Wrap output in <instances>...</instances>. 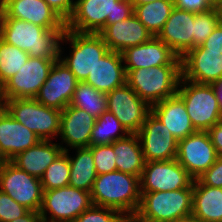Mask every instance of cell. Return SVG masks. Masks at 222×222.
<instances>
[{"mask_svg":"<svg viewBox=\"0 0 222 222\" xmlns=\"http://www.w3.org/2000/svg\"><path fill=\"white\" fill-rule=\"evenodd\" d=\"M66 29H50L15 18H4L0 38L32 58L59 60L60 43Z\"/></svg>","mask_w":222,"mask_h":222,"instance_id":"1","label":"cell"},{"mask_svg":"<svg viewBox=\"0 0 222 222\" xmlns=\"http://www.w3.org/2000/svg\"><path fill=\"white\" fill-rule=\"evenodd\" d=\"M90 194L93 205L135 215L141 199L140 177L121 171L97 175Z\"/></svg>","mask_w":222,"mask_h":222,"instance_id":"2","label":"cell"},{"mask_svg":"<svg viewBox=\"0 0 222 222\" xmlns=\"http://www.w3.org/2000/svg\"><path fill=\"white\" fill-rule=\"evenodd\" d=\"M133 12L130 0H76L66 29L98 34L105 26L128 19Z\"/></svg>","mask_w":222,"mask_h":222,"instance_id":"3","label":"cell"},{"mask_svg":"<svg viewBox=\"0 0 222 222\" xmlns=\"http://www.w3.org/2000/svg\"><path fill=\"white\" fill-rule=\"evenodd\" d=\"M126 83L150 106L177 94L181 65L126 70Z\"/></svg>","mask_w":222,"mask_h":222,"instance_id":"4","label":"cell"},{"mask_svg":"<svg viewBox=\"0 0 222 222\" xmlns=\"http://www.w3.org/2000/svg\"><path fill=\"white\" fill-rule=\"evenodd\" d=\"M193 188L141 192L136 216L146 222H171L192 214Z\"/></svg>","mask_w":222,"mask_h":222,"instance_id":"5","label":"cell"},{"mask_svg":"<svg viewBox=\"0 0 222 222\" xmlns=\"http://www.w3.org/2000/svg\"><path fill=\"white\" fill-rule=\"evenodd\" d=\"M62 42H70L71 52L68 56L62 55L64 50L60 46L59 60L70 69L79 82L86 80L98 60L109 51L102 37L94 33H78L66 29L61 45Z\"/></svg>","mask_w":222,"mask_h":222,"instance_id":"6","label":"cell"},{"mask_svg":"<svg viewBox=\"0 0 222 222\" xmlns=\"http://www.w3.org/2000/svg\"><path fill=\"white\" fill-rule=\"evenodd\" d=\"M2 106L40 140L58 138L62 111L42 105L35 98L8 99Z\"/></svg>","mask_w":222,"mask_h":222,"instance_id":"7","label":"cell"},{"mask_svg":"<svg viewBox=\"0 0 222 222\" xmlns=\"http://www.w3.org/2000/svg\"><path fill=\"white\" fill-rule=\"evenodd\" d=\"M177 95L183 100L196 131H208L222 121V112L213 87L180 78Z\"/></svg>","mask_w":222,"mask_h":222,"instance_id":"8","label":"cell"},{"mask_svg":"<svg viewBox=\"0 0 222 222\" xmlns=\"http://www.w3.org/2000/svg\"><path fill=\"white\" fill-rule=\"evenodd\" d=\"M92 205L90 192L66 186L53 190H43L39 213L45 219L73 222Z\"/></svg>","mask_w":222,"mask_h":222,"instance_id":"9","label":"cell"},{"mask_svg":"<svg viewBox=\"0 0 222 222\" xmlns=\"http://www.w3.org/2000/svg\"><path fill=\"white\" fill-rule=\"evenodd\" d=\"M0 191L9 195L30 211L39 212L43 188L40 178L19 169L11 161L0 168Z\"/></svg>","mask_w":222,"mask_h":222,"instance_id":"10","label":"cell"},{"mask_svg":"<svg viewBox=\"0 0 222 222\" xmlns=\"http://www.w3.org/2000/svg\"><path fill=\"white\" fill-rule=\"evenodd\" d=\"M56 61L29 57L18 73L1 87L2 103L8 99L35 98Z\"/></svg>","mask_w":222,"mask_h":222,"instance_id":"11","label":"cell"},{"mask_svg":"<svg viewBox=\"0 0 222 222\" xmlns=\"http://www.w3.org/2000/svg\"><path fill=\"white\" fill-rule=\"evenodd\" d=\"M218 156L208 131H196L178 140L176 160L194 180L208 170Z\"/></svg>","mask_w":222,"mask_h":222,"instance_id":"12","label":"cell"},{"mask_svg":"<svg viewBox=\"0 0 222 222\" xmlns=\"http://www.w3.org/2000/svg\"><path fill=\"white\" fill-rule=\"evenodd\" d=\"M194 179L178 163L170 161H149L145 163L140 177V192L175 191L193 188Z\"/></svg>","mask_w":222,"mask_h":222,"instance_id":"13","label":"cell"},{"mask_svg":"<svg viewBox=\"0 0 222 222\" xmlns=\"http://www.w3.org/2000/svg\"><path fill=\"white\" fill-rule=\"evenodd\" d=\"M106 95L107 111L113 113L129 133H137L151 112V106L127 83Z\"/></svg>","mask_w":222,"mask_h":222,"instance_id":"14","label":"cell"},{"mask_svg":"<svg viewBox=\"0 0 222 222\" xmlns=\"http://www.w3.org/2000/svg\"><path fill=\"white\" fill-rule=\"evenodd\" d=\"M137 134L146 162L176 159L178 141L152 112L147 115Z\"/></svg>","mask_w":222,"mask_h":222,"instance_id":"15","label":"cell"},{"mask_svg":"<svg viewBox=\"0 0 222 222\" xmlns=\"http://www.w3.org/2000/svg\"><path fill=\"white\" fill-rule=\"evenodd\" d=\"M78 82L70 69L57 60L35 99L42 105L63 111L70 104Z\"/></svg>","mask_w":222,"mask_h":222,"instance_id":"16","label":"cell"},{"mask_svg":"<svg viewBox=\"0 0 222 222\" xmlns=\"http://www.w3.org/2000/svg\"><path fill=\"white\" fill-rule=\"evenodd\" d=\"M121 54L126 70L162 65H181V57L157 36H152L146 43L128 47Z\"/></svg>","mask_w":222,"mask_h":222,"instance_id":"17","label":"cell"},{"mask_svg":"<svg viewBox=\"0 0 222 222\" xmlns=\"http://www.w3.org/2000/svg\"><path fill=\"white\" fill-rule=\"evenodd\" d=\"M4 18H15L50 29H66V22L44 0H4Z\"/></svg>","mask_w":222,"mask_h":222,"instance_id":"18","label":"cell"},{"mask_svg":"<svg viewBox=\"0 0 222 222\" xmlns=\"http://www.w3.org/2000/svg\"><path fill=\"white\" fill-rule=\"evenodd\" d=\"M95 122L96 118L85 110L69 104L61 113L59 138L62 139V145L67 144L66 146L61 145L63 151H67V147L70 149L90 147Z\"/></svg>","mask_w":222,"mask_h":222,"instance_id":"19","label":"cell"},{"mask_svg":"<svg viewBox=\"0 0 222 222\" xmlns=\"http://www.w3.org/2000/svg\"><path fill=\"white\" fill-rule=\"evenodd\" d=\"M194 12L173 8L157 37L179 57L192 49Z\"/></svg>","mask_w":222,"mask_h":222,"instance_id":"20","label":"cell"},{"mask_svg":"<svg viewBox=\"0 0 222 222\" xmlns=\"http://www.w3.org/2000/svg\"><path fill=\"white\" fill-rule=\"evenodd\" d=\"M39 141L34 132L16 121L3 106H0V152L6 161H11Z\"/></svg>","mask_w":222,"mask_h":222,"instance_id":"21","label":"cell"},{"mask_svg":"<svg viewBox=\"0 0 222 222\" xmlns=\"http://www.w3.org/2000/svg\"><path fill=\"white\" fill-rule=\"evenodd\" d=\"M98 34L109 50L119 53L128 47L146 43L153 36L134 14L128 19L105 26Z\"/></svg>","mask_w":222,"mask_h":222,"instance_id":"22","label":"cell"},{"mask_svg":"<svg viewBox=\"0 0 222 222\" xmlns=\"http://www.w3.org/2000/svg\"><path fill=\"white\" fill-rule=\"evenodd\" d=\"M182 77L198 84H211L222 77V58L203 55L201 46L190 49L181 58Z\"/></svg>","mask_w":222,"mask_h":222,"instance_id":"23","label":"cell"},{"mask_svg":"<svg viewBox=\"0 0 222 222\" xmlns=\"http://www.w3.org/2000/svg\"><path fill=\"white\" fill-rule=\"evenodd\" d=\"M126 74L122 54L109 50L98 60L84 82L107 94L126 84Z\"/></svg>","mask_w":222,"mask_h":222,"instance_id":"24","label":"cell"},{"mask_svg":"<svg viewBox=\"0 0 222 222\" xmlns=\"http://www.w3.org/2000/svg\"><path fill=\"white\" fill-rule=\"evenodd\" d=\"M151 112L167 127L177 141L196 132L186 106L177 94L153 104Z\"/></svg>","mask_w":222,"mask_h":222,"instance_id":"25","label":"cell"},{"mask_svg":"<svg viewBox=\"0 0 222 222\" xmlns=\"http://www.w3.org/2000/svg\"><path fill=\"white\" fill-rule=\"evenodd\" d=\"M63 152L61 143L52 140H40L29 149L19 153L11 162L26 173L41 178L49 167Z\"/></svg>","mask_w":222,"mask_h":222,"instance_id":"26","label":"cell"},{"mask_svg":"<svg viewBox=\"0 0 222 222\" xmlns=\"http://www.w3.org/2000/svg\"><path fill=\"white\" fill-rule=\"evenodd\" d=\"M192 214L199 222H222V188L193 181Z\"/></svg>","mask_w":222,"mask_h":222,"instance_id":"27","label":"cell"},{"mask_svg":"<svg viewBox=\"0 0 222 222\" xmlns=\"http://www.w3.org/2000/svg\"><path fill=\"white\" fill-rule=\"evenodd\" d=\"M113 151L116 156V171L141 177L146 161L137 133H129L113 142Z\"/></svg>","mask_w":222,"mask_h":222,"instance_id":"28","label":"cell"},{"mask_svg":"<svg viewBox=\"0 0 222 222\" xmlns=\"http://www.w3.org/2000/svg\"><path fill=\"white\" fill-rule=\"evenodd\" d=\"M72 149L76 150V155H69V186L90 192L97 177L92 151L88 147Z\"/></svg>","mask_w":222,"mask_h":222,"instance_id":"29","label":"cell"},{"mask_svg":"<svg viewBox=\"0 0 222 222\" xmlns=\"http://www.w3.org/2000/svg\"><path fill=\"white\" fill-rule=\"evenodd\" d=\"M133 8V14L153 36H157L169 18L174 3L173 0H157L144 5L133 6Z\"/></svg>","mask_w":222,"mask_h":222,"instance_id":"30","label":"cell"},{"mask_svg":"<svg viewBox=\"0 0 222 222\" xmlns=\"http://www.w3.org/2000/svg\"><path fill=\"white\" fill-rule=\"evenodd\" d=\"M70 105L85 110L97 119L107 111V95L84 81L78 82Z\"/></svg>","mask_w":222,"mask_h":222,"instance_id":"31","label":"cell"},{"mask_svg":"<svg viewBox=\"0 0 222 222\" xmlns=\"http://www.w3.org/2000/svg\"><path fill=\"white\" fill-rule=\"evenodd\" d=\"M128 134L129 132L117 120L115 115L105 111L101 117L96 119L91 133L90 146L111 144Z\"/></svg>","mask_w":222,"mask_h":222,"instance_id":"32","label":"cell"},{"mask_svg":"<svg viewBox=\"0 0 222 222\" xmlns=\"http://www.w3.org/2000/svg\"><path fill=\"white\" fill-rule=\"evenodd\" d=\"M29 57L27 52L0 38V87L18 73Z\"/></svg>","mask_w":222,"mask_h":222,"instance_id":"33","label":"cell"},{"mask_svg":"<svg viewBox=\"0 0 222 222\" xmlns=\"http://www.w3.org/2000/svg\"><path fill=\"white\" fill-rule=\"evenodd\" d=\"M69 149L63 151L59 157L46 168L40 178L43 190H53L69 186L70 162Z\"/></svg>","mask_w":222,"mask_h":222,"instance_id":"34","label":"cell"},{"mask_svg":"<svg viewBox=\"0 0 222 222\" xmlns=\"http://www.w3.org/2000/svg\"><path fill=\"white\" fill-rule=\"evenodd\" d=\"M220 22L221 17L217 7L204 12L194 13L192 48L201 46Z\"/></svg>","mask_w":222,"mask_h":222,"instance_id":"35","label":"cell"},{"mask_svg":"<svg viewBox=\"0 0 222 222\" xmlns=\"http://www.w3.org/2000/svg\"><path fill=\"white\" fill-rule=\"evenodd\" d=\"M88 148L92 151L97 175L116 171V156L113 151V143L92 145Z\"/></svg>","mask_w":222,"mask_h":222,"instance_id":"36","label":"cell"},{"mask_svg":"<svg viewBox=\"0 0 222 222\" xmlns=\"http://www.w3.org/2000/svg\"><path fill=\"white\" fill-rule=\"evenodd\" d=\"M124 216L116 209L92 205L73 222H121Z\"/></svg>","mask_w":222,"mask_h":222,"instance_id":"37","label":"cell"},{"mask_svg":"<svg viewBox=\"0 0 222 222\" xmlns=\"http://www.w3.org/2000/svg\"><path fill=\"white\" fill-rule=\"evenodd\" d=\"M30 210L17 203L6 193L0 191V222H11L22 217Z\"/></svg>","mask_w":222,"mask_h":222,"instance_id":"38","label":"cell"},{"mask_svg":"<svg viewBox=\"0 0 222 222\" xmlns=\"http://www.w3.org/2000/svg\"><path fill=\"white\" fill-rule=\"evenodd\" d=\"M201 47L203 48V55H216L222 58V22L216 26Z\"/></svg>","mask_w":222,"mask_h":222,"instance_id":"39","label":"cell"},{"mask_svg":"<svg viewBox=\"0 0 222 222\" xmlns=\"http://www.w3.org/2000/svg\"><path fill=\"white\" fill-rule=\"evenodd\" d=\"M197 179L203 185L222 188V155H219L215 163Z\"/></svg>","mask_w":222,"mask_h":222,"instance_id":"40","label":"cell"},{"mask_svg":"<svg viewBox=\"0 0 222 222\" xmlns=\"http://www.w3.org/2000/svg\"><path fill=\"white\" fill-rule=\"evenodd\" d=\"M174 7L194 13L207 11L213 6L208 0H173Z\"/></svg>","mask_w":222,"mask_h":222,"instance_id":"41","label":"cell"},{"mask_svg":"<svg viewBox=\"0 0 222 222\" xmlns=\"http://www.w3.org/2000/svg\"><path fill=\"white\" fill-rule=\"evenodd\" d=\"M65 22L71 17L74 0H44Z\"/></svg>","mask_w":222,"mask_h":222,"instance_id":"42","label":"cell"},{"mask_svg":"<svg viewBox=\"0 0 222 222\" xmlns=\"http://www.w3.org/2000/svg\"><path fill=\"white\" fill-rule=\"evenodd\" d=\"M208 133L218 155H222V121H220L218 124L213 125L208 130Z\"/></svg>","mask_w":222,"mask_h":222,"instance_id":"43","label":"cell"},{"mask_svg":"<svg viewBox=\"0 0 222 222\" xmlns=\"http://www.w3.org/2000/svg\"><path fill=\"white\" fill-rule=\"evenodd\" d=\"M43 217L37 211H29L22 217L16 218L11 222H42Z\"/></svg>","mask_w":222,"mask_h":222,"instance_id":"44","label":"cell"},{"mask_svg":"<svg viewBox=\"0 0 222 222\" xmlns=\"http://www.w3.org/2000/svg\"><path fill=\"white\" fill-rule=\"evenodd\" d=\"M210 85L214 89V92L218 101L219 109L222 112V77L216 81H213Z\"/></svg>","mask_w":222,"mask_h":222,"instance_id":"45","label":"cell"},{"mask_svg":"<svg viewBox=\"0 0 222 222\" xmlns=\"http://www.w3.org/2000/svg\"><path fill=\"white\" fill-rule=\"evenodd\" d=\"M171 222H199V220L193 214H190L181 218H177Z\"/></svg>","mask_w":222,"mask_h":222,"instance_id":"46","label":"cell"},{"mask_svg":"<svg viewBox=\"0 0 222 222\" xmlns=\"http://www.w3.org/2000/svg\"><path fill=\"white\" fill-rule=\"evenodd\" d=\"M121 222H146V221H142L136 215H125Z\"/></svg>","mask_w":222,"mask_h":222,"instance_id":"47","label":"cell"},{"mask_svg":"<svg viewBox=\"0 0 222 222\" xmlns=\"http://www.w3.org/2000/svg\"><path fill=\"white\" fill-rule=\"evenodd\" d=\"M133 6H139V5H144L149 2H154L157 0H130Z\"/></svg>","mask_w":222,"mask_h":222,"instance_id":"48","label":"cell"},{"mask_svg":"<svg viewBox=\"0 0 222 222\" xmlns=\"http://www.w3.org/2000/svg\"><path fill=\"white\" fill-rule=\"evenodd\" d=\"M5 9H4V0H0V26L4 20Z\"/></svg>","mask_w":222,"mask_h":222,"instance_id":"49","label":"cell"},{"mask_svg":"<svg viewBox=\"0 0 222 222\" xmlns=\"http://www.w3.org/2000/svg\"><path fill=\"white\" fill-rule=\"evenodd\" d=\"M213 7H218L222 0H208Z\"/></svg>","mask_w":222,"mask_h":222,"instance_id":"50","label":"cell"},{"mask_svg":"<svg viewBox=\"0 0 222 222\" xmlns=\"http://www.w3.org/2000/svg\"><path fill=\"white\" fill-rule=\"evenodd\" d=\"M5 162H6V159L3 157V155L0 152V168L4 165Z\"/></svg>","mask_w":222,"mask_h":222,"instance_id":"51","label":"cell"},{"mask_svg":"<svg viewBox=\"0 0 222 222\" xmlns=\"http://www.w3.org/2000/svg\"><path fill=\"white\" fill-rule=\"evenodd\" d=\"M42 222H63V221L50 220V219H45V218H43Z\"/></svg>","mask_w":222,"mask_h":222,"instance_id":"52","label":"cell"},{"mask_svg":"<svg viewBox=\"0 0 222 222\" xmlns=\"http://www.w3.org/2000/svg\"><path fill=\"white\" fill-rule=\"evenodd\" d=\"M218 11L220 14H222V2L220 3V5L217 7Z\"/></svg>","mask_w":222,"mask_h":222,"instance_id":"53","label":"cell"},{"mask_svg":"<svg viewBox=\"0 0 222 222\" xmlns=\"http://www.w3.org/2000/svg\"><path fill=\"white\" fill-rule=\"evenodd\" d=\"M0 106H2L1 87H0Z\"/></svg>","mask_w":222,"mask_h":222,"instance_id":"54","label":"cell"}]
</instances>
